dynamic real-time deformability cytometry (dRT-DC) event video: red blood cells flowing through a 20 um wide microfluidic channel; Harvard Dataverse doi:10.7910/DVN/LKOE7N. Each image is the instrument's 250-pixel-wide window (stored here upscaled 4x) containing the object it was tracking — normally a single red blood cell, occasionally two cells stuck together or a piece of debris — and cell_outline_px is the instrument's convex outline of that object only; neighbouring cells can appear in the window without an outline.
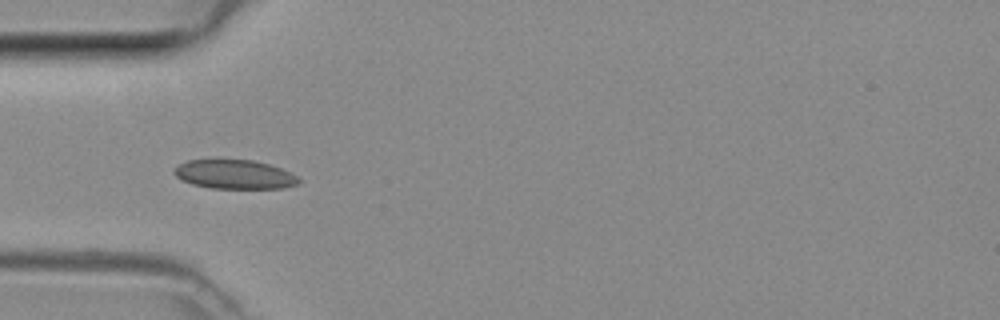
{"species": "common noctule bat (a hibernating species)", "species_latin": "Nyctalus noctula", "temperature_condition": "room temperature", "stored_images_in_passage": 33, "camera_frame_rate_fps": 3000, "um_per_image_px": 0.085, "animal": {"sex": "female", "body_mass_g": 29.2, "forearm_length_mm": 56.3}, "frame": {"image": 1, "passage_image": 1, "time_ms": 0.0, "image_size_px": [1000, 320], "cell_outline_px": [[300, 180], [296, 184], [284, 188], [212, 188], [192, 184], [180, 180], [172, 172], [172, 168], [188, 160], [252, 160], [268, 164], [280, 168], [296, 176]], "centroid_in_image_um": [19.87, 14.82], "position_along_channel_um": 65.1, "area_um2": 20.92}}
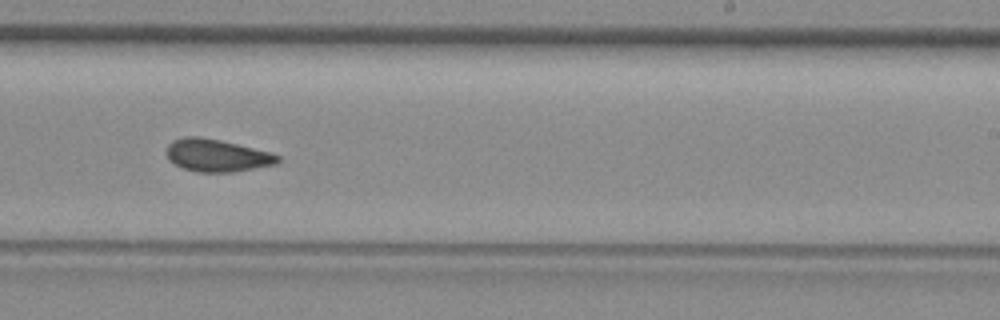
{"frame": {"image": 2, "passage_image": 15, "time_ms": 4.667, "image_size_px": [1000, 320], "cell_outline_px": [[280, 160], [276, 164], [232, 172], [196, 172], [184, 168], [168, 160], [164, 152], [168, 144], [172, 140], [184, 136], [196, 136], [220, 140], [272, 152], [280, 156]], "centroid_in_image_um": [18.4, 13.2], "position_along_channel_um": 270.6, "area_um2": 21.21}}
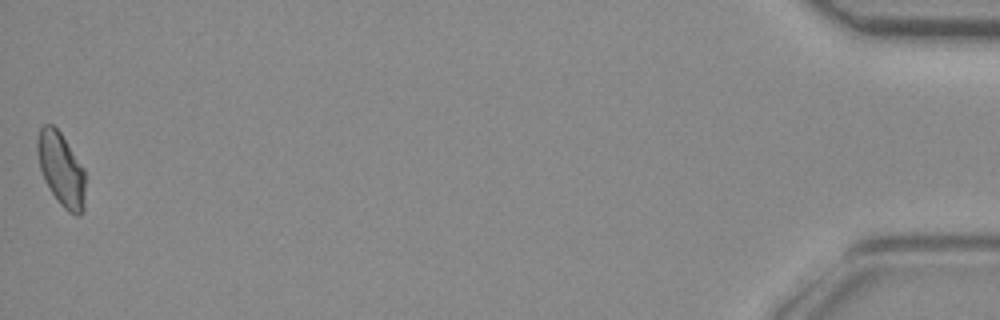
{"frame": {"image": 3, "passage_image": 33, "time_ms": 10.667, "image_size_px": [1000, 320], "cell_outline_px": [[84, 208], [80, 216], [76, 216], [68, 212], [60, 204], [44, 180], [40, 168], [36, 152], [36, 140], [40, 128], [44, 124], [52, 124], [60, 132], [84, 168]], "centroid_in_image_um": [5.18, 14.38], "position_along_channel_um": 430.0, "area_um2": 20.52}}